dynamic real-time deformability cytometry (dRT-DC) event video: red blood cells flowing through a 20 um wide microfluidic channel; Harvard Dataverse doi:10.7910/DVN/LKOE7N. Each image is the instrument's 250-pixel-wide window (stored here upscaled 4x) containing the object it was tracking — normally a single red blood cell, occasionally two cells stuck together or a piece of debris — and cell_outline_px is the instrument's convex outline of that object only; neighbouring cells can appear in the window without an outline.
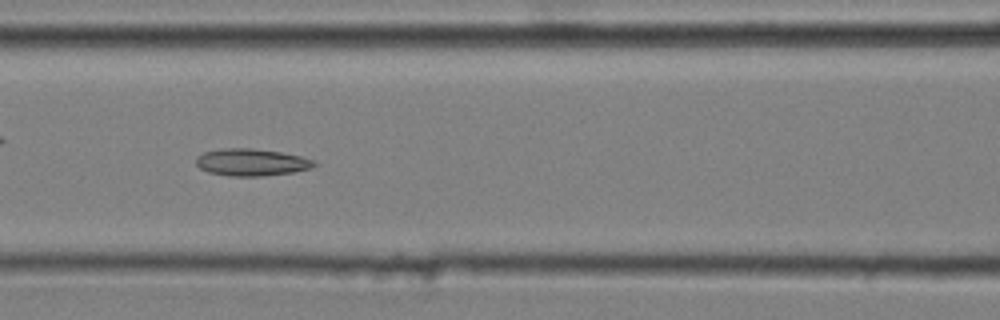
{"species": "common noctule bat (a hibernating species)", "species_latin": "Nyctalus noctula", "temperature_condition": "cold", "stored_images_in_passage": 51, "camera_frame_rate_fps": 3000, "um_per_image_px": 0.085, "animal": {"sex": "male", "body_mass_g": 20.4}, "frame": {"image": 1, "passage_image": 22, "time_ms": 7.0, "image_size_px": [1000, 320], "cell_outline_px": [[316, 164], [312, 168], [292, 172], [260, 176], [228, 176], [208, 172], [200, 168], [196, 164], [196, 156], [204, 152], [220, 148], [252, 148], [280, 152], [300, 156], [316, 160]], "centroid_in_image_um": [21.36, 13.79], "position_along_channel_um": 145.2, "area_um2": 18.73}}
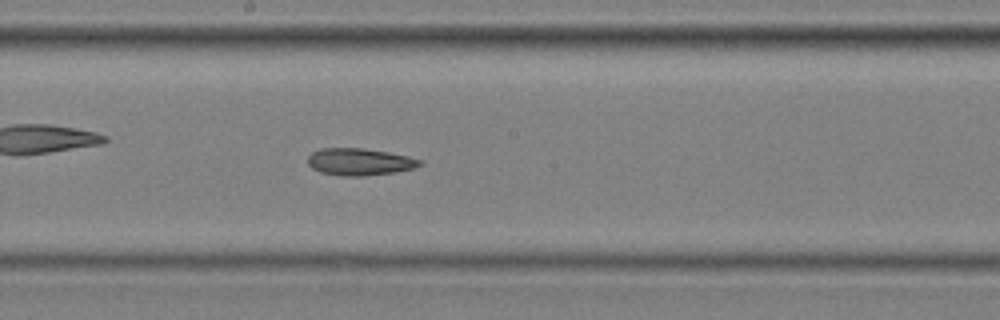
{"frame": {"image": 2, "passage_image": 28, "time_ms": 9.0, "image_size_px": [1000, 320], "cell_outline_px": [[424, 164], [412, 168], [396, 172], [364, 176], [340, 176], [320, 172], [312, 168], [308, 164], [308, 156], [312, 152], [320, 148], [364, 148], [388, 152], [408, 156], [424, 160]], "centroid_in_image_um": [30.57, 13.75], "position_along_channel_um": 217.6, "area_um2": 17.86}}
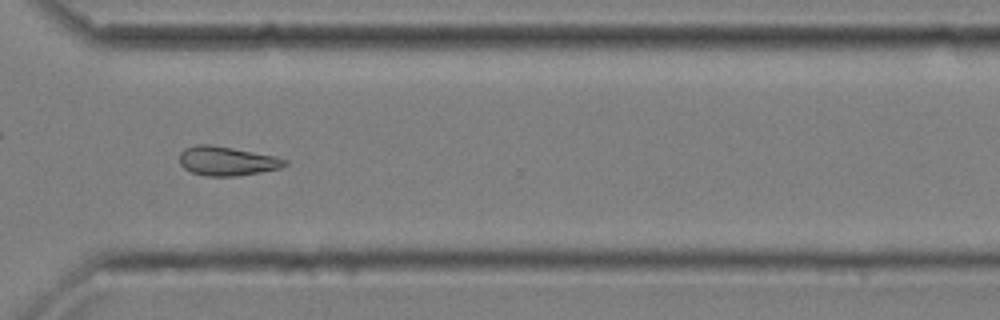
{"frame": {"image": 3, "passage_image": 39, "time_ms": 12.667, "image_size_px": [1000, 320], "cell_outline_px": [[288, 164], [280, 168], [260, 172], [236, 176], [204, 176], [192, 172], [184, 168], [180, 164], [180, 152], [184, 148], [196, 144], [212, 144], [276, 156], [288, 160]], "centroid_in_image_um": [19.28, 13.68], "position_along_channel_um": 351.3, "area_um2": 18.03}}